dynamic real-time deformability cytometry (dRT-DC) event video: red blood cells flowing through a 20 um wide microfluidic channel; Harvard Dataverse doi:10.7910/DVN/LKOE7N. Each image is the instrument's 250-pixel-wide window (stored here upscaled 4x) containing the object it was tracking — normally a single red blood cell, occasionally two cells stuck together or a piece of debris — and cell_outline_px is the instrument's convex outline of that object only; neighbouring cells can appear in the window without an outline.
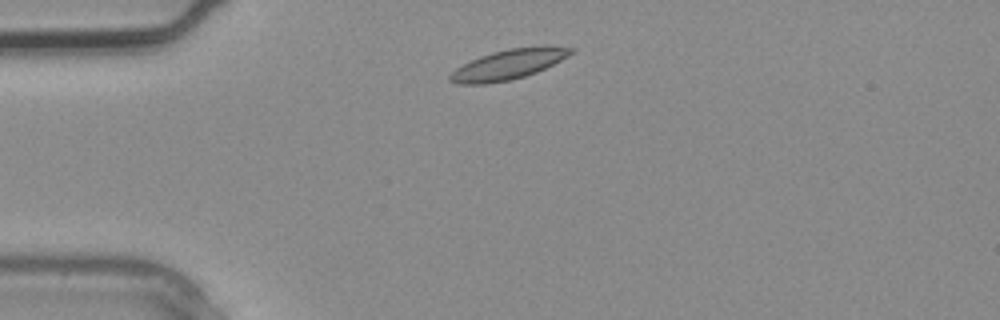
{"species": "common noctule bat (a hibernating species)", "species_latin": "Nyctalus noctula", "temperature_condition": "warm", "stored_images_in_passage": 1, "camera_frame_rate_fps": 3000, "um_per_image_px": 0.085, "animal": {"sex": "male", "body_mass_g": 20.4}, "frame": {"image": 1, "passage_image": 1, "time_ms": 0.0, "image_size_px": [1000, 320], "cell_outline_px": [[576, 48], [568, 56], [536, 72], [524, 76], [508, 80], [484, 84], [456, 84], [448, 80], [448, 76], [456, 68], [480, 56], [492, 52], [508, 48]], "centroid_in_image_um": [43.09, 5.52], "position_along_channel_um": 41.9, "area_um2": 20.23}}